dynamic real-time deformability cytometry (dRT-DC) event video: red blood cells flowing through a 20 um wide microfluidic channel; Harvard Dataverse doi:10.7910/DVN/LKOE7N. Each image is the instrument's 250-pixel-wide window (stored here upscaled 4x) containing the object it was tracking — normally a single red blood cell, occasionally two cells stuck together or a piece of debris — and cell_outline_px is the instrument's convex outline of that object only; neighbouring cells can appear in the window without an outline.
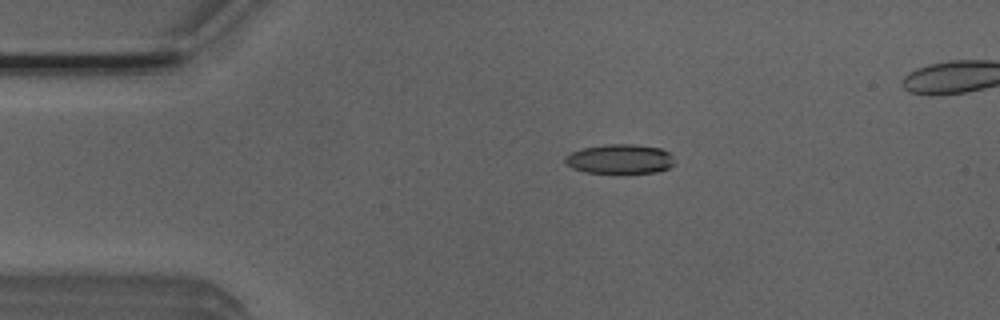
{"species": "Egyptian fruit bat (a non-hibernating species)", "species_latin": "Rousettus aegyptiacus", "temperature_condition": "room temperature", "stored_images_in_passage": 3, "camera_frame_rate_fps": 3000, "um_per_image_px": 0.085, "animal": {"sex": "male"}, "frame": {"image": 1, "passage_image": 1, "time_ms": 0.0, "image_size_px": [1000, 320], "cell_outline_px": [[672, 164], [668, 168], [656, 172], [584, 172], [572, 168], [564, 160], [564, 156], [572, 152], [584, 148], [608, 144], [636, 144], [660, 148], [668, 152], [672, 156]], "centroid_in_image_um": [52.67, 13.5], "position_along_channel_um": 32.3, "area_um2": 18.44}}